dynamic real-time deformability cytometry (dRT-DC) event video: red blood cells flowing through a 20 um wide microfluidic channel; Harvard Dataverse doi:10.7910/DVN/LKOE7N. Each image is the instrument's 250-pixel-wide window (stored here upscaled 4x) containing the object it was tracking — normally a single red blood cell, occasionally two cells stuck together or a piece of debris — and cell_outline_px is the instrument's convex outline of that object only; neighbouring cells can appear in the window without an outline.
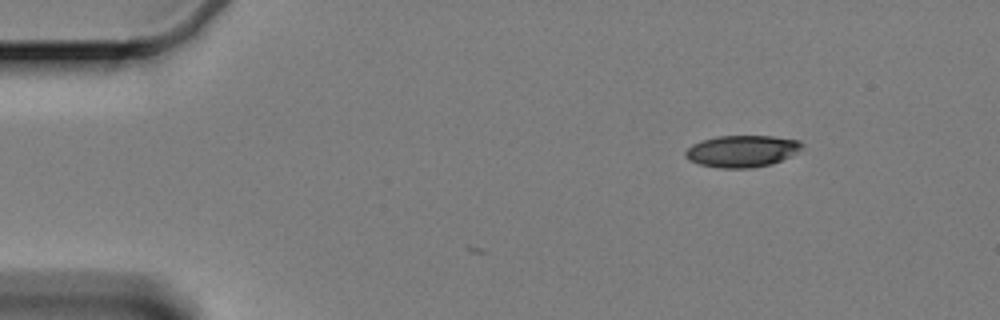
{"species": "Egyptian fruit bat (a non-hibernating species)", "species_latin": "Rousettus aegyptiacus", "temperature_condition": "cold", "stored_images_in_passage": 4, "camera_frame_rate_fps": 3000, "um_per_image_px": 0.085, "animal": {"sex": "female"}, "frame": {"image": 1, "passage_image": 4, "time_ms": 1.0, "image_size_px": [1000, 320], "cell_outline_px": [[804, 144], [796, 152], [772, 164], [752, 168], [720, 168], [700, 164], [688, 160], [684, 156], [684, 152], [692, 144], [700, 140], [716, 136], [772, 136], [800, 140]], "centroid_in_image_um": [63.02, 12.84], "position_along_channel_um": 22.0, "area_um2": 21.62}}